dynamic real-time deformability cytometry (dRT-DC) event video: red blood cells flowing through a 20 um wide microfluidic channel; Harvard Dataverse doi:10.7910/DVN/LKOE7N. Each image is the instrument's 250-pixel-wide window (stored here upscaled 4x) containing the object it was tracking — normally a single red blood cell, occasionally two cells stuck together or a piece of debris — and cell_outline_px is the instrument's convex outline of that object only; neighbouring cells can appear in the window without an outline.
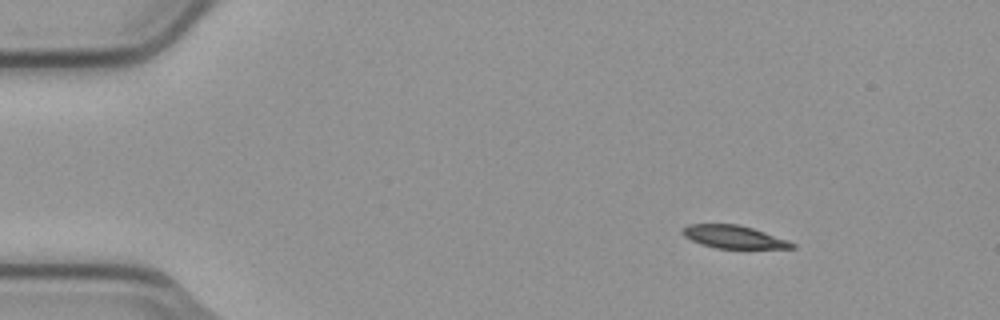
{"species": "common noctule bat (a hibernating species)", "species_latin": "Nyctalus noctula", "temperature_condition": "cold", "stored_images_in_passage": 6, "camera_frame_rate_fps": 3000, "um_per_image_px": 0.085, "animal": {"sex": "male", "body_mass_g": 23.1, "forearm_length_mm": 52.7}, "frame": {"image": 1, "passage_image": 2, "time_ms": 0.333, "image_size_px": [1000, 320], "cell_outline_px": [[796, 248], [716, 248], [700, 244], [684, 236], [680, 232], [680, 228], [688, 224], [736, 224], [752, 228], [788, 240], [796, 244]], "centroid_in_image_um": [62.32, 20.13], "position_along_channel_um": 22.7, "area_um2": 14.57}}
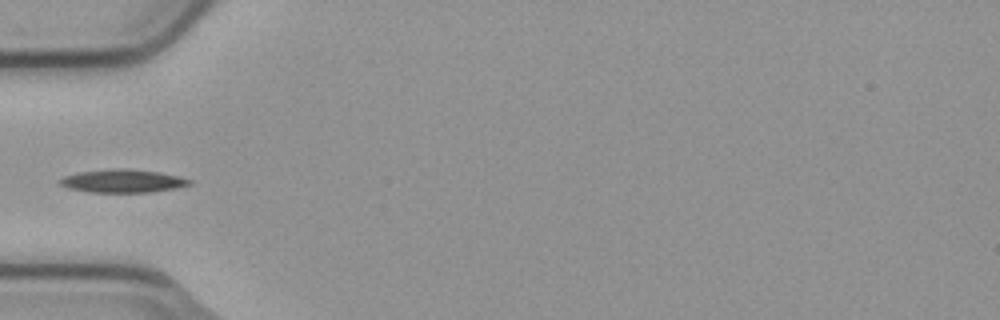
{"frame": {"image": 2, "passage_image": 5, "time_ms": 1.333, "image_size_px": [1000, 320], "cell_outline_px": [[192, 184], [176, 188], [152, 192], [88, 192], [68, 188], [60, 184], [56, 180], [64, 176], [80, 172], [116, 168], [124, 168], [160, 172], [192, 180]], "centroid_in_image_um": [10.41, 15.38], "position_along_channel_um": 74.6, "area_um2": 17.46}}
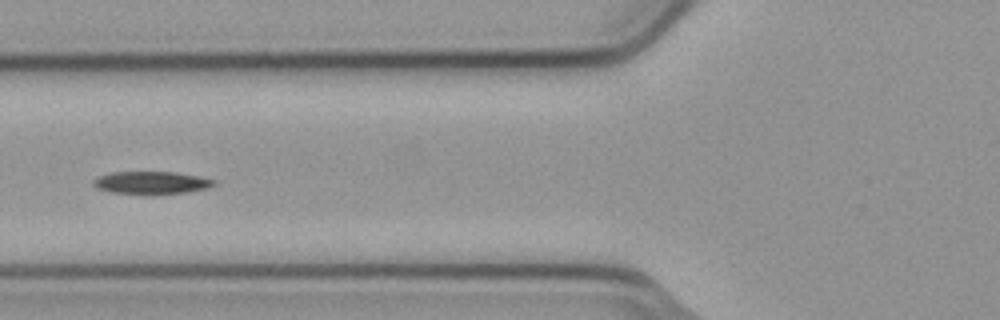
{"frame": {"image": 3, "passage_image": 6, "time_ms": 1.667, "image_size_px": [1000, 320], "cell_outline_px": [[216, 184], [208, 188], [188, 192], [152, 196], [148, 196], [112, 192], [96, 188], [92, 184], [92, 180], [100, 176], [112, 172], [176, 172], [200, 176], [216, 180]], "centroid_in_image_um": [12.89, 15.56], "position_along_channel_um": 112.9, "area_um2": 16.47}}